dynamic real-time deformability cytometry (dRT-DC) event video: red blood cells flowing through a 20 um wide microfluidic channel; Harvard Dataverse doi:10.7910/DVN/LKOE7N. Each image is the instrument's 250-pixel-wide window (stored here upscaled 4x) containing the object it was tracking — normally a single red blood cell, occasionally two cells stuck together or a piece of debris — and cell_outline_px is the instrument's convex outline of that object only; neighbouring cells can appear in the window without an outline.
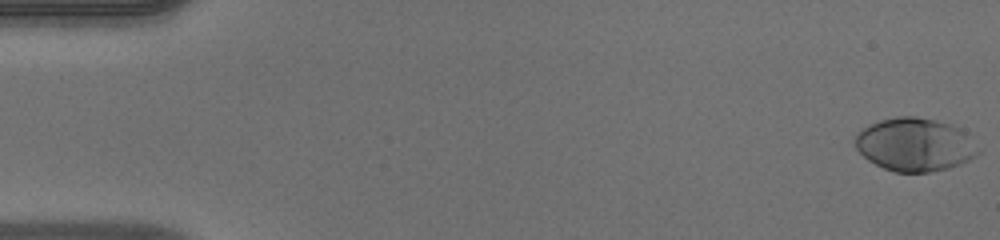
{"species": "human", "species_latin": "Homo sapiens", "temperature_condition": "warm", "stored_images_in_passage": 47, "camera_frame_rate_fps": 3000, "um_per_image_px": 0.085, "donor": {"sex": "male"}, "frame": {"image": 1, "passage_image": 1, "time_ms": 0.0, "image_size_px": [1000, 240], "cell_outline_px": [[980, 152], [976, 156], [968, 160], [948, 168], [928, 172], [896, 172], [884, 168], [868, 160], [856, 148], [852, 140], [856, 132], [880, 120], [896, 116], [916, 116], [936, 120], [960, 128], [964, 132]], "centroid_in_image_um": [77.71, 12.28], "position_along_channel_um": 7.3, "area_um2": 37.92}}
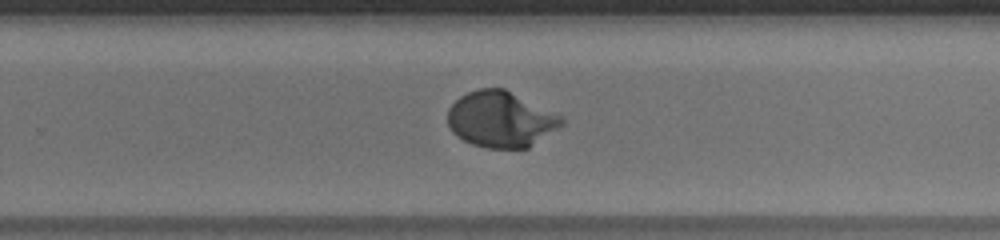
{"frame": {"image": 2, "passage_image": 33, "time_ms": 10.667, "image_size_px": [1000, 240], "cell_outline_px": [[564, 124], [528, 148], [484, 148], [472, 144], [456, 136], [452, 132], [448, 124], [448, 108], [460, 96], [468, 92], [480, 88], [504, 88], [564, 116]], "centroid_in_image_um": [42.58, 10.14], "position_along_channel_um": 287.2, "area_um2": 37.28}}
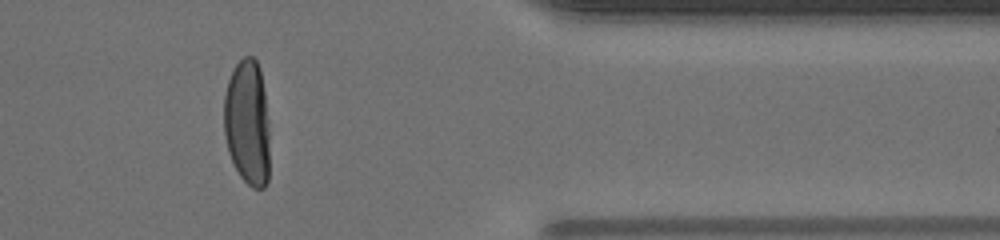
{"frame": {"image": 3, "passage_image": 42, "time_ms": 13.667, "image_size_px": [1000, 240], "cell_outline_px": [[268, 180], [264, 188], [252, 188], [240, 176], [228, 152], [224, 136], [224, 96], [228, 80], [236, 64], [244, 56], [252, 56], [256, 60], [260, 68], [264, 92], [268, 120]], "centroid_in_image_um": [21.02, 10.42], "position_along_channel_um": 390.4, "area_um2": 33.47}, "authors_computed_cell_mechanics": {"area_um2": 36.414, "velocity_mm_per_s": 4.0918, "shape_relaxation_time_tau1_ms": 2.5807, "shape_relaxation_time_tau2_ms": null, "deformation_change_tau1": 0.1942, "deformation_change_tau2": null}}